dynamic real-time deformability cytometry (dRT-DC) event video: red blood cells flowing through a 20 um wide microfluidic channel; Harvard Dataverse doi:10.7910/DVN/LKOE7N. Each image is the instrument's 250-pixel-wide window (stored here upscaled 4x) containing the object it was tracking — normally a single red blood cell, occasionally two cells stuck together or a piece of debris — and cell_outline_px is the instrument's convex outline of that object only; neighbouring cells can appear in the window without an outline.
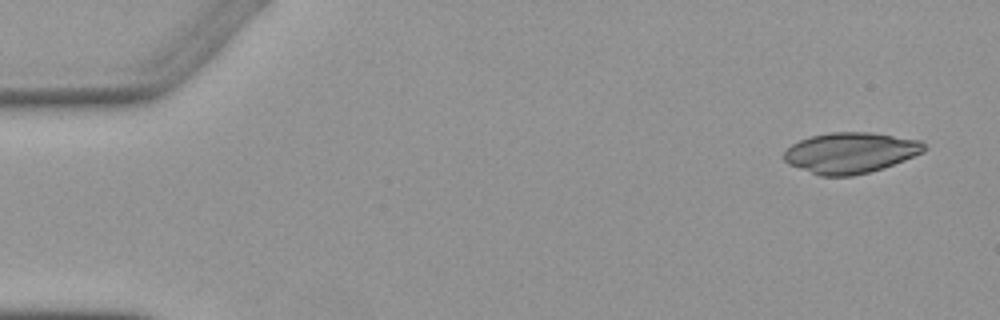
{"species": "Egyptian fruit bat (a non-hibernating species)", "species_latin": "Rousettus aegyptiacus", "temperature_condition": "warm", "stored_images_in_passage": 5, "camera_frame_rate_fps": 3000, "um_per_image_px": 0.085, "animal": {"sex": "female"}, "frame": {"image": 1, "passage_image": 1, "time_ms": 0.0, "image_size_px": [1000, 320], "cell_outline_px": [[928, 148], [924, 152], [884, 168], [852, 176], [820, 176], [788, 164], [784, 160], [784, 152], [792, 144], [800, 140], [812, 136], [828, 132], [872, 132], [924, 140]], "centroid_in_image_um": [72.34, 12.97], "position_along_channel_um": 12.7, "area_um2": 33.58}}
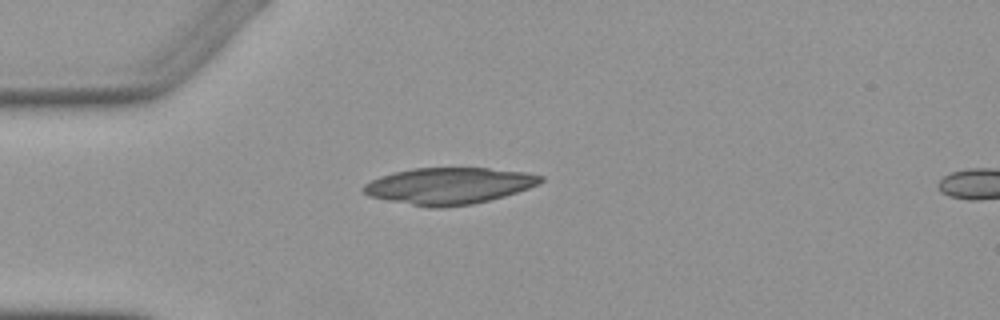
{"frame": {"image": 2, "passage_image": 4, "time_ms": 3.667, "image_size_px": [1000, 320], "cell_outline_px": [[544, 180], [540, 184], [504, 196], [472, 204], [444, 208], [428, 208], [368, 196], [360, 188], [364, 184], [380, 176], [392, 172], [412, 168], [488, 168], [528, 172], [544, 176]], "centroid_in_image_um": [38.16, 15.79], "position_along_channel_um": 46.8, "area_um2": 37.97}}